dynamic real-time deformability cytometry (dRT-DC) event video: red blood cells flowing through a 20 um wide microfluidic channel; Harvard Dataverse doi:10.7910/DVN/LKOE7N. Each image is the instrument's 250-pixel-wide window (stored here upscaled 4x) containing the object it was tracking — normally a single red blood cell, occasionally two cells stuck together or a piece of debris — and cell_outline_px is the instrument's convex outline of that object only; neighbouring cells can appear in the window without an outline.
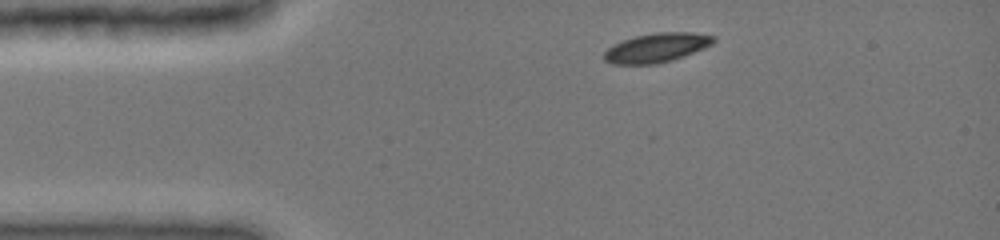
{"species": "common noctule bat (a hibernating species)", "species_latin": "Nyctalus noctula", "temperature_condition": "cold", "stored_images_in_passage": 6, "camera_frame_rate_fps": 3000, "um_per_image_px": 0.085, "animal": {"sex": "female", "body_mass_g": 19.0, "forearm_length_mm": 51.5}, "frame": {"image": 1, "passage_image": 1, "time_ms": 0.0, "image_size_px": [1000, 240], "cell_outline_px": [[716, 40], [712, 44], [704, 48], [684, 56], [672, 60], [656, 64], [612, 64], [604, 60], [604, 52], [612, 44], [636, 36], [656, 32], [692, 32], [716, 36]], "centroid_in_image_um": [55.82, 4.05], "position_along_channel_um": 29.2, "area_um2": 18.67}}
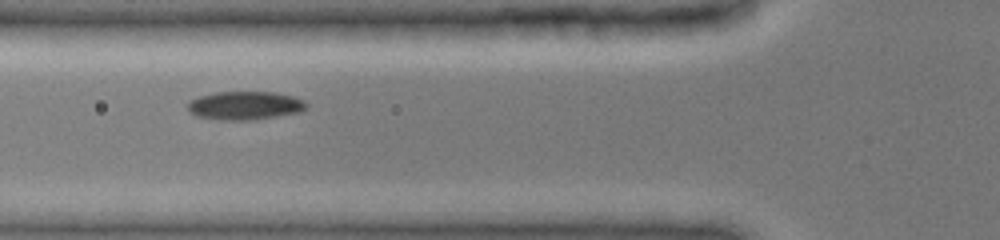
{"frame": {"image": 2, "passage_image": 4, "time_ms": 1.0, "image_size_px": [1000, 240], "cell_outline_px": [[308, 108], [300, 112], [256, 120], [216, 120], [196, 116], [188, 112], [188, 100], [200, 96], [216, 92], [272, 92], [292, 96], [308, 104]], "centroid_in_image_um": [20.78, 8.99], "position_along_channel_um": 105.0, "area_um2": 19.83}}
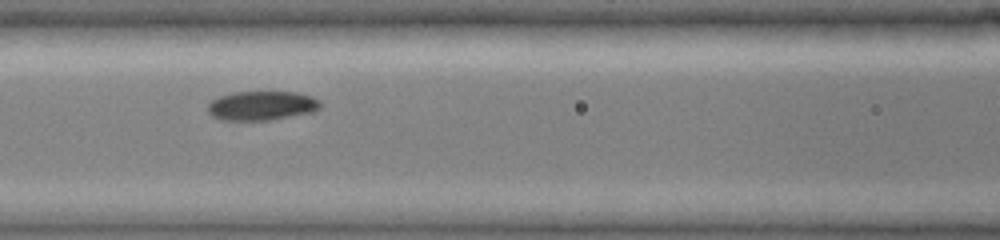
{"frame": {"image": 3, "passage_image": 5, "time_ms": 1.333, "image_size_px": [1000, 240], "cell_outline_px": [[320, 108], [312, 112], [272, 120], [220, 120], [212, 116], [208, 112], [208, 104], [212, 100], [220, 96], [232, 92], [296, 92], [312, 96], [320, 100]], "centroid_in_image_um": [22.25, 8.98], "position_along_channel_um": 144.4, "area_um2": 19.25}}